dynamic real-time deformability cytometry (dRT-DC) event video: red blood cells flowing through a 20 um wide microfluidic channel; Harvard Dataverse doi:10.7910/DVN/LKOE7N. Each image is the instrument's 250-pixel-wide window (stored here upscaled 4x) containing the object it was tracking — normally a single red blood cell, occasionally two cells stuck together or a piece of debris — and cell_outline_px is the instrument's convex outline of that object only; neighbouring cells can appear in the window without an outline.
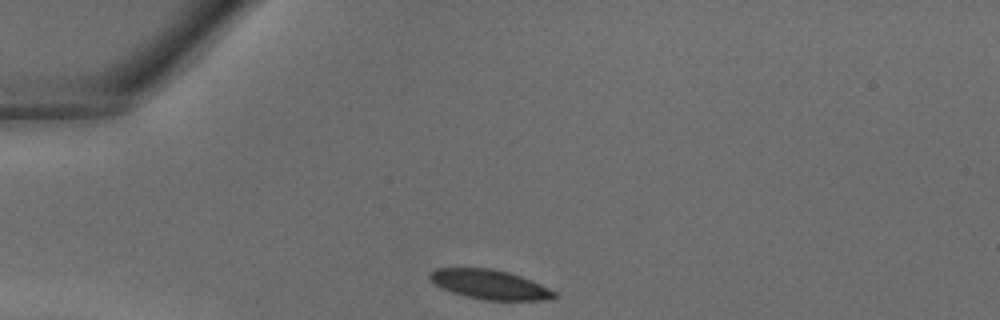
{"species": "common noctule bat (a hibernating species)", "species_latin": "Nyctalus noctula", "temperature_condition": "warm", "stored_images_in_passage": 25, "camera_frame_rate_fps": 3000, "um_per_image_px": 0.085, "animal": {"sex": "male", "body_mass_g": 18.8}, "frame": {"image": 1, "passage_image": 1, "time_ms": 0.0, "image_size_px": [1000, 320], "cell_outline_px": [[556, 296], [544, 300], [488, 300], [468, 296], [452, 292], [436, 284], [428, 276], [428, 272], [436, 268], [492, 268], [508, 272], [532, 280], [556, 292]], "centroid_in_image_um": [41.62, 24.16], "position_along_channel_um": 43.4, "area_um2": 21.04}}
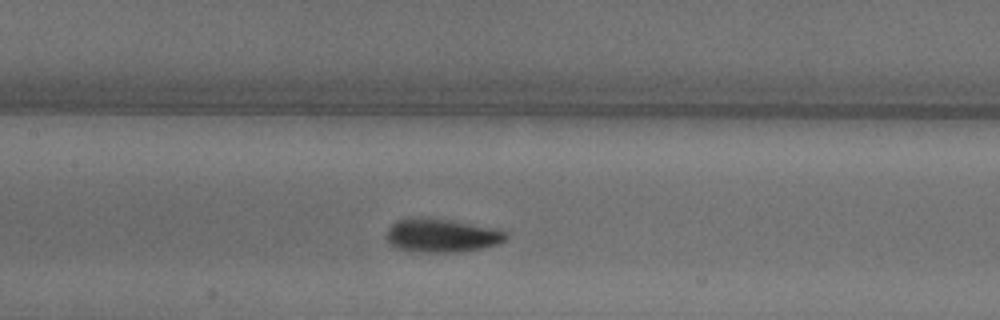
{"frame": {"image": 2, "passage_image": 10, "time_ms": 3.0, "image_size_px": [1000, 320], "cell_outline_px": [[508, 240], [500, 244], [484, 248], [460, 252], [408, 252], [396, 248], [388, 240], [388, 228], [392, 224], [400, 220], [456, 220], [504, 228], [508, 232]], "centroid_in_image_um": [37.74, 20.05], "position_along_channel_um": 169.7, "area_um2": 23.52}}
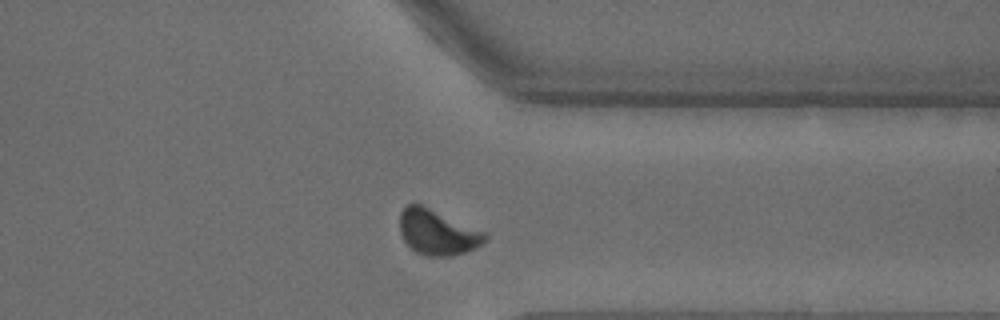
{"frame": {"image": 3, "passage_image": 22, "time_ms": 7.0, "image_size_px": [1000, 320], "cell_outline_px": [[488, 240], [476, 248], [452, 256], [428, 256], [416, 252], [404, 240], [400, 232], [400, 212], [408, 204], [420, 204], [488, 232]], "centroid_in_image_um": [37.23, 19.75], "position_along_channel_um": 374.2, "area_um2": 22.6}}